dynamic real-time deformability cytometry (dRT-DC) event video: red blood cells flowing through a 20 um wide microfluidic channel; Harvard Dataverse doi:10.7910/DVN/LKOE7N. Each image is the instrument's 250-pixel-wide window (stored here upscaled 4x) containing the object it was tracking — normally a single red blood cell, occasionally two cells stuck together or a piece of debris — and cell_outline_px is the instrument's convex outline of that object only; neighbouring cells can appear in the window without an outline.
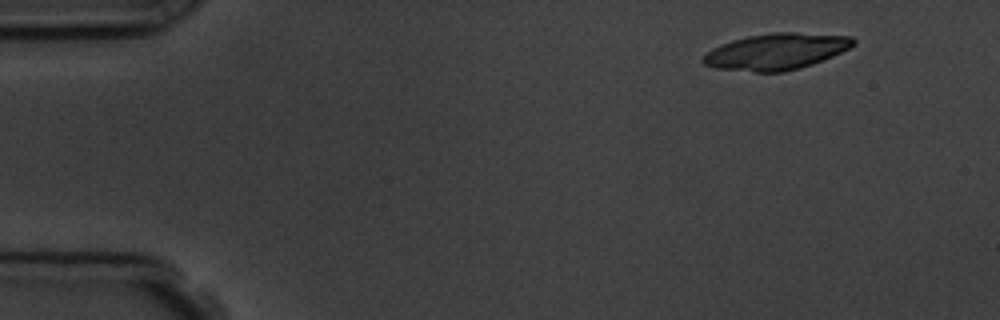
{"species": "common noctule bat (a hibernating species)", "species_latin": "Nyctalus noctula", "temperature_condition": "room temperature", "stored_images_in_passage": 5, "camera_frame_rate_fps": 3000, "um_per_image_px": 0.085, "animal": {"sex": "male", "body_mass_g": 19.5, "forearm_length_mm": 54.6}, "frame": {"image": 1, "passage_image": 1, "time_ms": 0.0, "image_size_px": [1000, 320], "cell_outline_px": [[856, 44], [832, 56], [812, 64], [784, 72], [756, 72], [716, 68], [704, 64], [700, 60], [712, 48], [720, 44], [732, 40], [748, 36], [772, 32], [796, 32], [852, 36], [856, 40]], "centroid_in_image_um": [65.98, 4.37], "position_along_channel_um": 19.0, "area_um2": 31.73}}
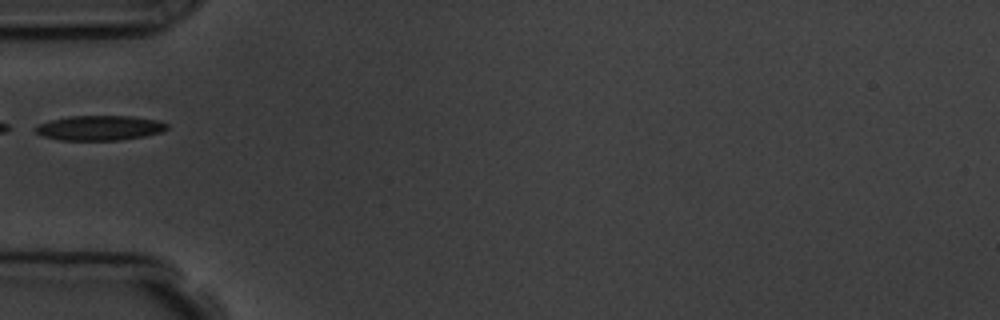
{"frame": {"image": 2, "passage_image": 4, "time_ms": 4.333, "image_size_px": [1000, 320], "cell_outline_px": [[168, 128], [160, 132], [144, 136], [120, 140], [60, 140], [44, 136], [36, 132], [36, 124], [68, 116], [132, 116], [156, 120], [168, 124]], "centroid_in_image_um": [8.46, 10.87], "position_along_channel_um": 76.5, "area_um2": 18.9}}